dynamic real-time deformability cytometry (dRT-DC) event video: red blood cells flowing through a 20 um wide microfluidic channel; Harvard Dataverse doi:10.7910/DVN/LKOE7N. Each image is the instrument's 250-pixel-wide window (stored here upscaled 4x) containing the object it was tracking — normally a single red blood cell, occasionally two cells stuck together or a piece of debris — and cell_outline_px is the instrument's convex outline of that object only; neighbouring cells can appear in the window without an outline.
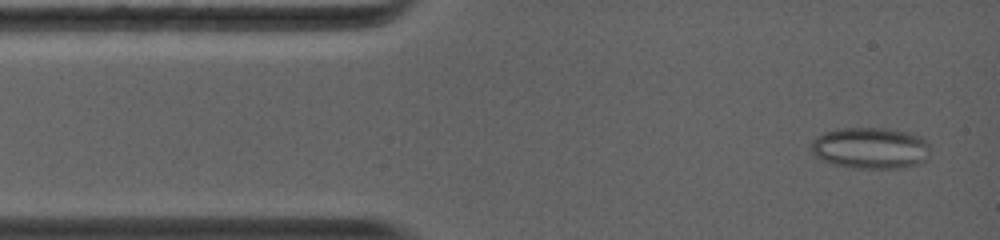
{"species": "common noctule bat (a hibernating species)", "species_latin": "Nyctalus noctula", "temperature_condition": "warm", "stored_images_in_passage": 41, "camera_frame_rate_fps": 5000, "um_per_image_px": 0.085, "animal": {"sex": "female", "body_mass_g": 19.0, "forearm_length_mm": 56.7}, "frame": {"image": 1, "passage_image": 2, "time_ms": 0.2, "image_size_px": [1000, 240], "cell_outline_px": [[928, 156], [924, 160], [916, 164], [888, 168], [860, 168], [836, 164], [824, 160], [816, 156], [808, 148], [812, 140], [816, 136], [824, 132], [836, 128], [884, 128], [908, 132], [924, 136], [928, 144]], "centroid_in_image_um": [73.95, 12.55], "position_along_channel_um": 11.0, "area_um2": 28.61}}
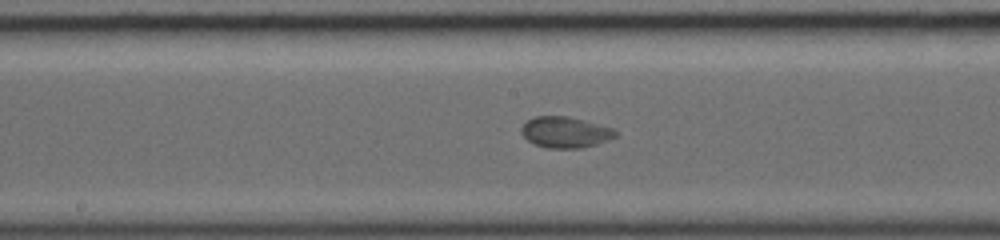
{"frame": {"image": 2, "passage_image": 26, "time_ms": 6.0, "image_size_px": [1000, 240], "cell_outline_px": [[616, 136], [608, 140], [596, 144], [580, 148], [548, 148], [532, 144], [520, 132], [520, 128], [528, 120], [536, 116], [568, 116], [616, 128]], "centroid_in_image_um": [48.05, 11.24], "position_along_channel_um": 200.1, "area_um2": 17.11}}
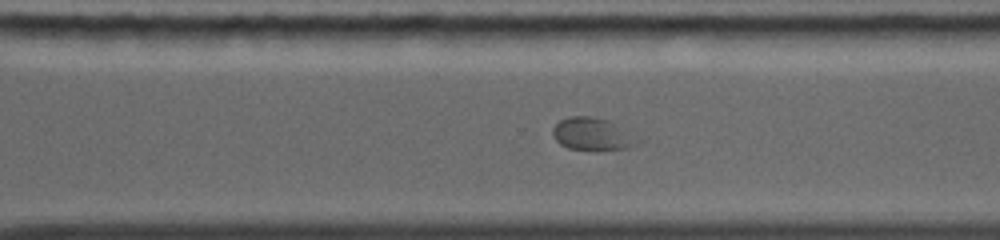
{"frame": {"image": 3, "passage_image": 41, "time_ms": 8.8, "image_size_px": [1000, 240], "cell_outline_px": [[644, 140], [628, 148], [600, 152], [592, 152], [568, 148], [560, 144], [552, 136], [552, 128], [560, 120], [568, 116], [592, 116], [612, 120], [644, 136]], "centroid_in_image_um": [50.51, 11.42], "position_along_channel_um": 320.1, "area_um2": 17.57}}